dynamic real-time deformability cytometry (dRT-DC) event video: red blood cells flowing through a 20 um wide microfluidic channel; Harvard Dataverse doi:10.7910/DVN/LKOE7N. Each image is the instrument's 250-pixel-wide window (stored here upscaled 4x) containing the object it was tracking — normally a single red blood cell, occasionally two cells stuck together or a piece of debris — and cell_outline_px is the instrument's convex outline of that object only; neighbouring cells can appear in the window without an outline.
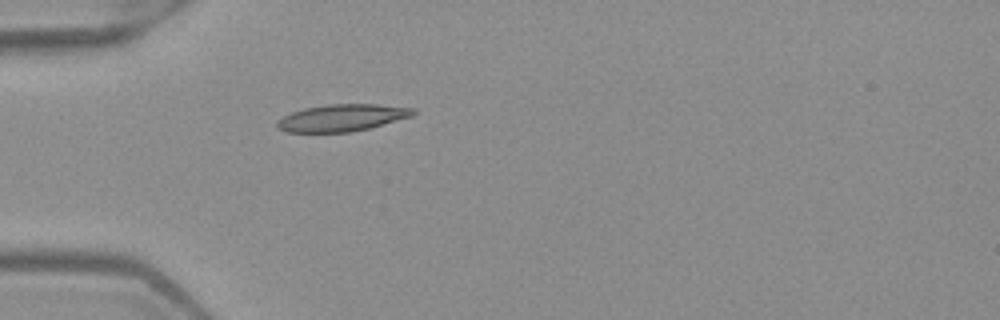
{"species": "Egyptian fruit bat (a non-hibernating species)", "species_latin": "Rousettus aegyptiacus", "temperature_condition": "warm", "stored_images_in_passage": 4, "camera_frame_rate_fps": 3000, "um_per_image_px": 0.085, "frame": {"image": 1, "passage_image": 4, "time_ms": 1.0, "image_size_px": [1000, 320], "cell_outline_px": [[416, 112], [412, 116], [368, 128], [352, 132], [288, 132], [276, 128], [276, 120], [292, 112], [304, 108], [328, 104], [376, 104], [416, 108]], "centroid_in_image_um": [29.05, 10.01], "position_along_channel_um": 55.9, "area_um2": 21.39}}